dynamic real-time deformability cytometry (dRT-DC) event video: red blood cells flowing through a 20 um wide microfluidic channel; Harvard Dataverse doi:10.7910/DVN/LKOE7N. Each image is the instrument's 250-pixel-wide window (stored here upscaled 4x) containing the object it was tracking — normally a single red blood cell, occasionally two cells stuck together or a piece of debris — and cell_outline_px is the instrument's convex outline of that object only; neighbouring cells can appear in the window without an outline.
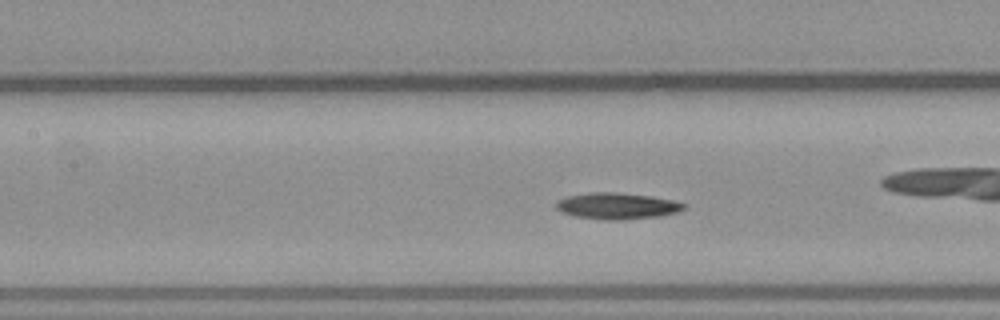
{"species": "common noctule bat (a hibernating species)", "species_latin": "Nyctalus noctula", "temperature_condition": "warm", "stored_images_in_passage": 37, "camera_frame_rate_fps": 3000, "um_per_image_px": 0.085, "animal": {"sex": "male", "body_mass_g": 23.1, "forearm_length_mm": 52.7}, "frame": {"image": 1, "passage_image": 6, "time_ms": 1.667, "image_size_px": [1000, 320], "cell_outline_px": [[688, 204], [684, 208], [676, 212], [660, 216], [624, 220], [608, 220], [576, 216], [560, 212], [556, 208], [556, 204], [560, 200], [568, 196], [592, 192], [616, 192], [652, 196], [676, 200]], "centroid_in_image_um": [52.5, 17.5], "position_along_channel_um": 154.9, "area_um2": 19.65}}
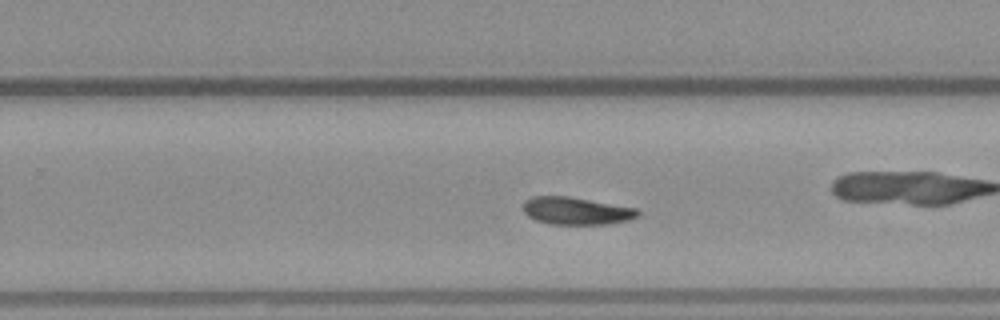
{"frame": {"image": 2, "passage_image": 16, "time_ms": 5.0, "image_size_px": [1000, 320], "cell_outline_px": [[640, 216], [628, 220], [612, 224], [548, 224], [536, 220], [528, 216], [524, 212], [524, 200], [532, 196], [568, 196], [636, 208], [640, 212]], "centroid_in_image_um": [48.99, 17.93], "position_along_channel_um": 280.8, "area_um2": 18.44}}